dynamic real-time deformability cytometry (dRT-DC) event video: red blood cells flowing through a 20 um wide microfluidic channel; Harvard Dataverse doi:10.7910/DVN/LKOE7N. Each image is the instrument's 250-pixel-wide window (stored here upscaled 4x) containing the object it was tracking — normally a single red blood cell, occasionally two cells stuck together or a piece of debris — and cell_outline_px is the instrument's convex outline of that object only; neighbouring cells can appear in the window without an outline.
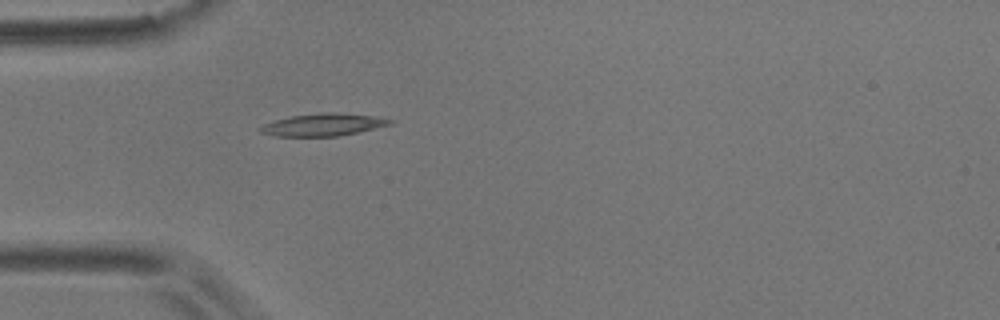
{"species": "common noctule bat (a hibernating species)", "species_latin": "Nyctalus noctula", "temperature_condition": "room temperature", "stored_images_in_passage": 1, "camera_frame_rate_fps": 3000, "um_per_image_px": 0.085, "animal": {"sex": "male", "body_mass_g": 17.9}, "frame": {"image": 1, "passage_image": 1, "time_ms": 0.0, "image_size_px": [1000, 320], "cell_outline_px": [[392, 124], [356, 132], [336, 136], [276, 136], [260, 132], [256, 128], [264, 124], [276, 120], [292, 116], [320, 112], [332, 112], [372, 116], [392, 120]], "centroid_in_image_um": [27.4, 10.6], "position_along_channel_um": 57.6, "area_um2": 16.59}}